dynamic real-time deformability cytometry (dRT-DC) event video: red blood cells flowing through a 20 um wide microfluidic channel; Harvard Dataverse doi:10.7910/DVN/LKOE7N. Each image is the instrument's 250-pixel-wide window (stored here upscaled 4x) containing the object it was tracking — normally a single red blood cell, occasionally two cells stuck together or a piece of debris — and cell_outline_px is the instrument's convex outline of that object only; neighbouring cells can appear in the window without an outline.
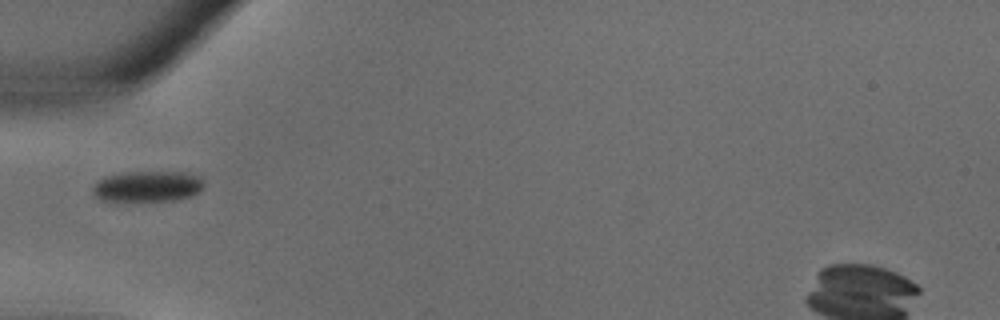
{"species": "common noctule bat (a hibernating species)", "species_latin": "Nyctalus noctula", "temperature_condition": "warm", "stored_images_in_passage": 24, "camera_frame_rate_fps": 3000, "um_per_image_px": 0.085, "animal": {"sex": "male", "body_mass_g": 18.8}, "frame": {"image": 1, "passage_image": 1, "time_ms": 0.0, "image_size_px": [1000, 320], "cell_outline_px": [[204, 184], [200, 192], [192, 196], [176, 200], [100, 200], [92, 192], [92, 188], [104, 176], [124, 172], [184, 172], [200, 176], [204, 180]], "centroid_in_image_um": [12.59, 15.83], "position_along_channel_um": 72.4, "area_um2": 19.94}}
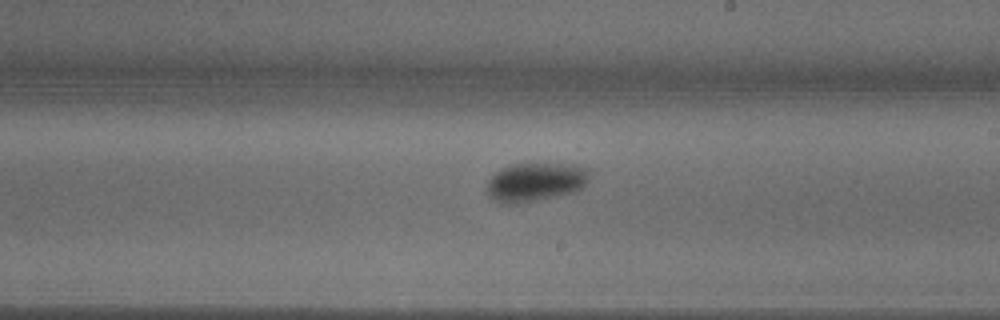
{"frame": {"image": 2, "passage_image": 10, "time_ms": 3.0, "image_size_px": [1000, 320], "cell_outline_px": [[588, 180], [576, 192], [560, 196], [516, 204], [500, 204], [488, 196], [488, 180], [496, 172], [512, 164], [532, 160], [576, 164], [588, 168]], "centroid_in_image_um": [45.54, 15.43], "position_along_channel_um": 243.5, "area_um2": 24.16}}
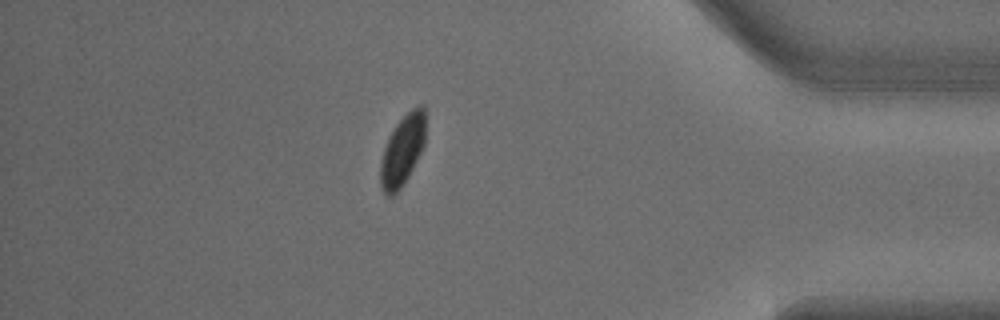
{"frame": {"image": 3, "passage_image": 20, "time_ms": 6.333, "image_size_px": [1000, 320], "cell_outline_px": [[424, 144], [408, 176], [400, 188], [392, 196], [388, 196], [384, 192], [380, 184], [380, 164], [384, 148], [388, 136], [396, 124], [412, 108], [420, 104], [424, 104]], "centroid_in_image_um": [34.18, 12.76], "position_along_channel_um": 401.0, "area_um2": 18.15}}